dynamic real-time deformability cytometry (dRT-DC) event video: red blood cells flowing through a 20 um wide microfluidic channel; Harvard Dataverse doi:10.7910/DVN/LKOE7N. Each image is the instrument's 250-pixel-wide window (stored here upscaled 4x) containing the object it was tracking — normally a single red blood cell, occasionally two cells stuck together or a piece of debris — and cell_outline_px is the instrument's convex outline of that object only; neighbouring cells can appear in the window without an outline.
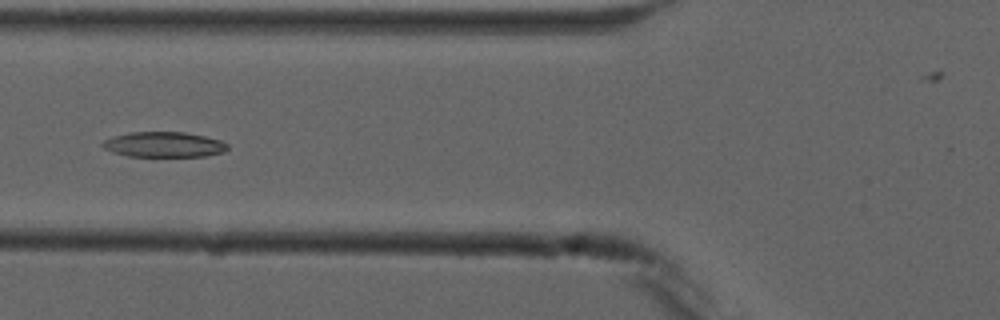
{"species": "common noctule bat (a hibernating species)", "species_latin": "Nyctalus noctula", "temperature_condition": "cold", "stored_images_in_passage": 5, "camera_frame_rate_fps": 3000, "um_per_image_px": 0.085, "animal": {"sex": "male", "forearm_length_mm": 52.5}, "frame": {"image": 1, "passage_image": 5, "time_ms": 5.0, "image_size_px": [1000, 320], "cell_outline_px": [[228, 148], [224, 152], [204, 156], [128, 156], [112, 152], [104, 148], [100, 144], [104, 140], [112, 136], [128, 132], [184, 132], [204, 136], [220, 140], [228, 144]], "centroid_in_image_um": [13.9, 12.28], "position_along_channel_um": 111.9, "area_um2": 18.44}}